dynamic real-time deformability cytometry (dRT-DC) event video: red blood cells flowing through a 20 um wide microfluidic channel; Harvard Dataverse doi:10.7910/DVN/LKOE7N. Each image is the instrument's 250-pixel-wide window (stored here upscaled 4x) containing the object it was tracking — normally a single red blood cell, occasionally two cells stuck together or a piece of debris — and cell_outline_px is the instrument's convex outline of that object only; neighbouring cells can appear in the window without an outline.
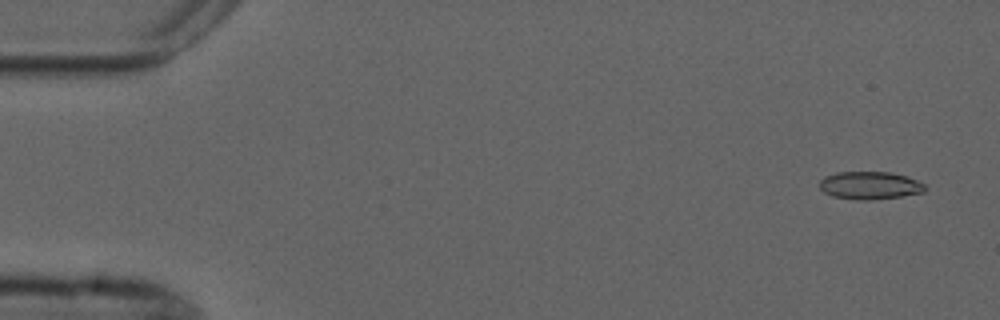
{"species": "common noctule bat (a hibernating species)", "species_latin": "Nyctalus noctula", "temperature_condition": "cold", "stored_images_in_passage": 5, "camera_frame_rate_fps": 3000, "um_per_image_px": 0.085, "animal": {"sex": "male", "forearm_length_mm": 52.5}, "frame": {"image": 1, "passage_image": 1, "time_ms": 0.0, "image_size_px": [1000, 320], "cell_outline_px": [[924, 192], [900, 196], [868, 200], [860, 200], [832, 196], [824, 192], [820, 188], [820, 180], [824, 176], [836, 172], [892, 172], [908, 176], [924, 184]], "centroid_in_image_um": [73.91, 15.75], "position_along_channel_um": 11.1, "area_um2": 16.99}}
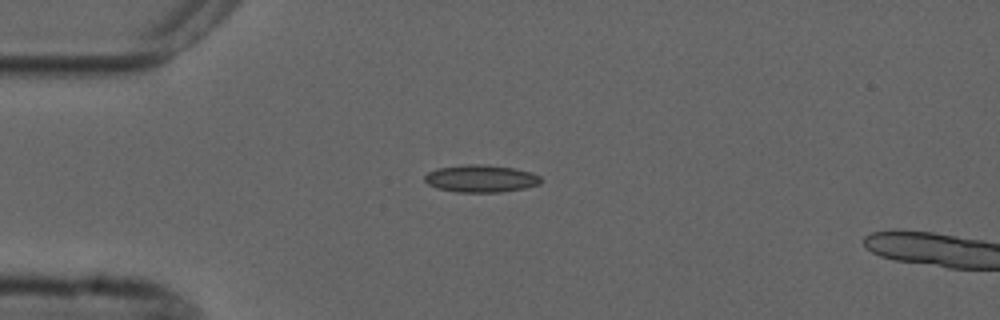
{"frame": {"image": 2, "passage_image": 4, "time_ms": 3.667, "image_size_px": [1000, 320], "cell_outline_px": [[544, 180], [540, 184], [524, 188], [500, 192], [456, 192], [436, 188], [428, 184], [424, 180], [424, 176], [428, 172], [436, 168], [464, 164], [484, 164], [512, 168], [532, 172], [540, 176]], "centroid_in_image_um": [40.87, 15.17], "position_along_channel_um": 44.1, "area_um2": 18.73}}